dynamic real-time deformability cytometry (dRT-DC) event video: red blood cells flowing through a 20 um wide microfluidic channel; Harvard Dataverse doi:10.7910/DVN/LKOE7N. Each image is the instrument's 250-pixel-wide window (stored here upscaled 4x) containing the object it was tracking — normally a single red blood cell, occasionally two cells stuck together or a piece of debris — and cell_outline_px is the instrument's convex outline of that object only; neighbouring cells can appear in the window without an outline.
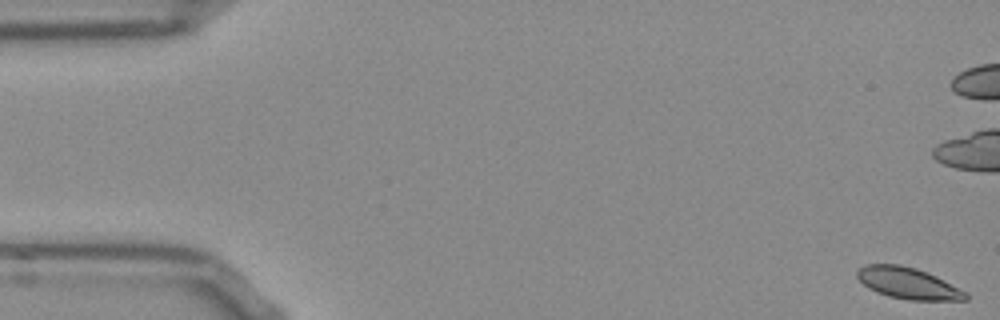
{"species": "Egyptian fruit bat (a non-hibernating species)", "species_latin": "Rousettus aegyptiacus", "temperature_condition": "room temperature", "stored_images_in_passage": 54, "camera_frame_rate_fps": 3000, "um_per_image_px": 0.085, "frame": {"image": 1, "passage_image": 1, "time_ms": 0.0, "image_size_px": [1000, 320], "cell_outline_px": [[968, 300], [908, 300], [888, 296], [876, 292], [868, 288], [856, 276], [856, 272], [864, 264], [900, 264], [916, 268], [936, 276], [964, 292], [968, 296]], "centroid_in_image_um": [77.13, 24.07], "position_along_channel_um": 7.9, "area_um2": 19.65}, "authors_computed_cell_mechanics": {"area_um2": 20.1433, "velocity_mm_per_s": 3.8315, "shape_relaxation_time_tau1_ms": 2.9234, "shape_relaxation_time_tau2_ms": null, "deformation_change_tau1": 0.08, "deformation_change_tau2": null}}